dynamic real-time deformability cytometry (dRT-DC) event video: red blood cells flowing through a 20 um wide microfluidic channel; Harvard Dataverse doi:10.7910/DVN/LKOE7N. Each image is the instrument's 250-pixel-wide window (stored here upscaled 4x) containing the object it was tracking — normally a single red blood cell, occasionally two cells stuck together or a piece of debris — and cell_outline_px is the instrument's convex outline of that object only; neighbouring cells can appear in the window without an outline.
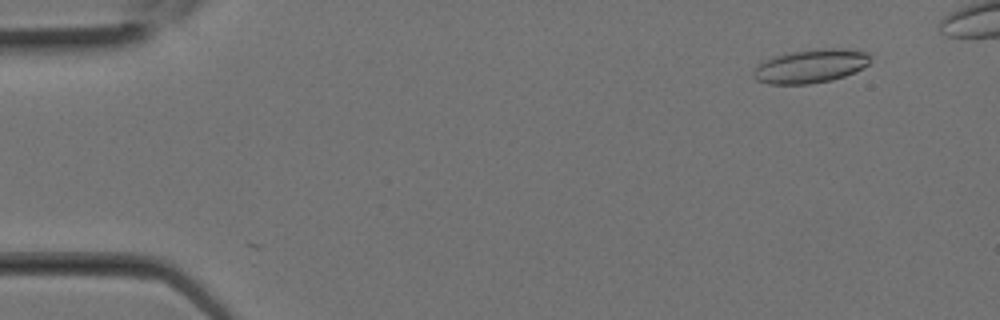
{"species": "Egyptian fruit bat (a non-hibernating species)", "species_latin": "Rousettus aegyptiacus", "temperature_condition": "room temperature", "stored_images_in_passage": 9, "camera_frame_rate_fps": 3000, "um_per_image_px": 0.085, "animal": {"sex": "female"}, "frame": {"image": 1, "passage_image": 2, "time_ms": 0.333, "image_size_px": [1000, 320], "cell_outline_px": [[868, 64], [844, 76], [832, 80], [808, 84], [768, 84], [756, 80], [752, 76], [756, 68], [760, 64], [772, 56], [792, 52], [824, 48], [836, 48], [868, 52]], "centroid_in_image_um": [68.86, 5.63], "position_along_channel_um": 16.1, "area_um2": 22.48}}
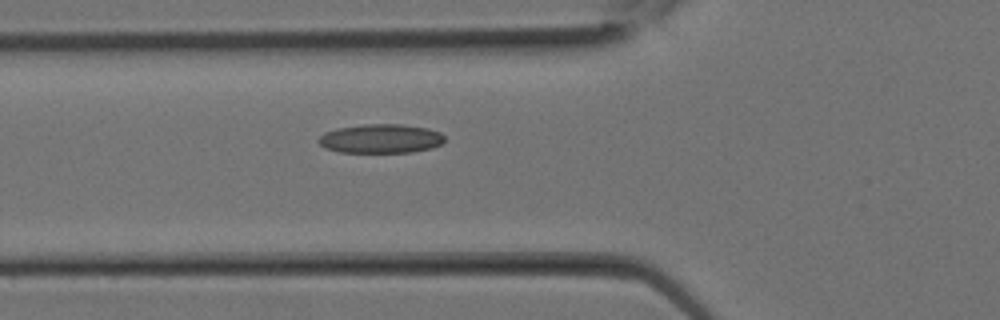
{"frame": {"image": 2, "passage_image": 9, "time_ms": 2.667, "image_size_px": [1000, 320], "cell_outline_px": [[444, 140], [440, 144], [432, 148], [412, 152], [340, 152], [324, 148], [316, 140], [324, 132], [336, 128], [364, 124], [400, 124], [428, 128], [440, 132], [444, 136]], "centroid_in_image_um": [32.34, 11.78], "position_along_channel_um": 93.5, "area_um2": 21.44}}